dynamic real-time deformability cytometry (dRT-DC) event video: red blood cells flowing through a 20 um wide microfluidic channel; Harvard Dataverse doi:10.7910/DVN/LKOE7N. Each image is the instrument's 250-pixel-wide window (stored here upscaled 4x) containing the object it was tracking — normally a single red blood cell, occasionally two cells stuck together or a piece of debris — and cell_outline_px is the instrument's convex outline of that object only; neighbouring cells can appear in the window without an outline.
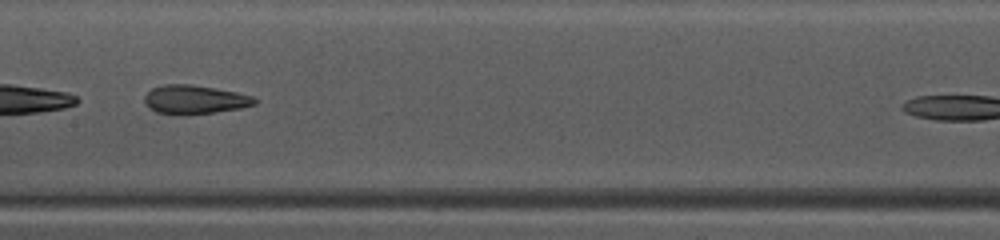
{"species": "common noctule bat (a hibernating species)", "species_latin": "Nyctalus noctula", "temperature_condition": "warm", "stored_images_in_passage": 41, "camera_frame_rate_fps": 3000, "um_per_image_px": 0.085, "animal": {"sex": "female", "body_mass_g": 10.0, "forearm_length_mm": 53.1}, "frame": {"image": 1, "passage_image": 24, "time_ms": 7.667, "image_size_px": [1000, 240], "cell_outline_px": [[256, 104], [240, 108], [216, 112], [184, 116], [180, 116], [156, 112], [148, 108], [144, 100], [144, 96], [152, 88], [164, 84], [192, 84], [236, 92], [252, 96], [256, 100]], "centroid_in_image_um": [16.5, 8.48], "position_along_channel_um": 190.9, "area_um2": 18.73}}
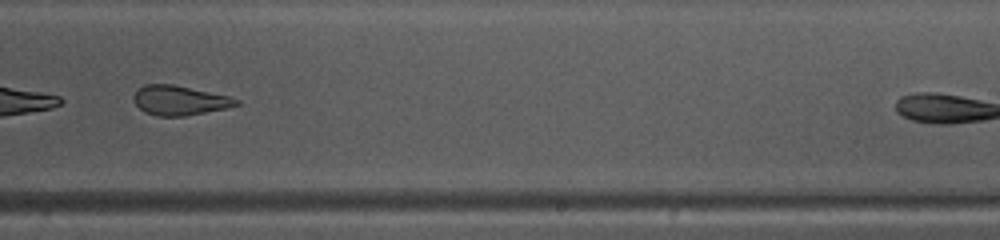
{"frame": {"image": 2, "passage_image": 30, "time_ms": 9.667, "image_size_px": [1000, 240], "cell_outline_px": [[240, 104], [228, 108], [184, 116], [156, 116], [144, 112], [132, 100], [132, 96], [144, 84], [172, 84], [228, 96], [240, 100]], "centroid_in_image_um": [15.25, 8.54], "position_along_channel_um": 273.8, "area_um2": 17.63}}